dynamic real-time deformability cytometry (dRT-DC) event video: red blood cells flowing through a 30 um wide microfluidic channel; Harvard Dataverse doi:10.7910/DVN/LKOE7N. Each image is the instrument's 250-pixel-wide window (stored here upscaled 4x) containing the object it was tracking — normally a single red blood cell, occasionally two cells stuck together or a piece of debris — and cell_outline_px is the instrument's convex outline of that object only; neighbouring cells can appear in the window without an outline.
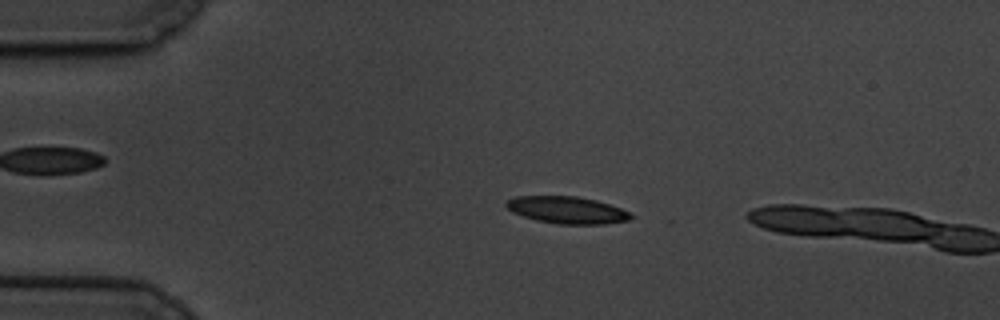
{"species": "common noctule bat (a hibernating species)", "species_latin": "Nyctalus noctula", "temperature_condition": "cold", "stored_images_in_passage": 15, "camera_frame_rate_fps": 3000, "um_per_image_px": 0.085, "animal": {"sex": "male", "body_mass_g": 19.5, "forearm_length_mm": 54.6}, "frame": {"image": 1, "passage_image": 13, "time_ms": 4.0, "image_size_px": [1000, 320], "cell_outline_px": [[632, 216], [628, 220], [604, 224], [556, 224], [536, 220], [512, 212], [504, 204], [508, 200], [516, 196], [576, 196], [596, 200], [632, 212]], "centroid_in_image_um": [48.19, 17.85], "position_along_channel_um": 36.8, "area_um2": 19.59}}